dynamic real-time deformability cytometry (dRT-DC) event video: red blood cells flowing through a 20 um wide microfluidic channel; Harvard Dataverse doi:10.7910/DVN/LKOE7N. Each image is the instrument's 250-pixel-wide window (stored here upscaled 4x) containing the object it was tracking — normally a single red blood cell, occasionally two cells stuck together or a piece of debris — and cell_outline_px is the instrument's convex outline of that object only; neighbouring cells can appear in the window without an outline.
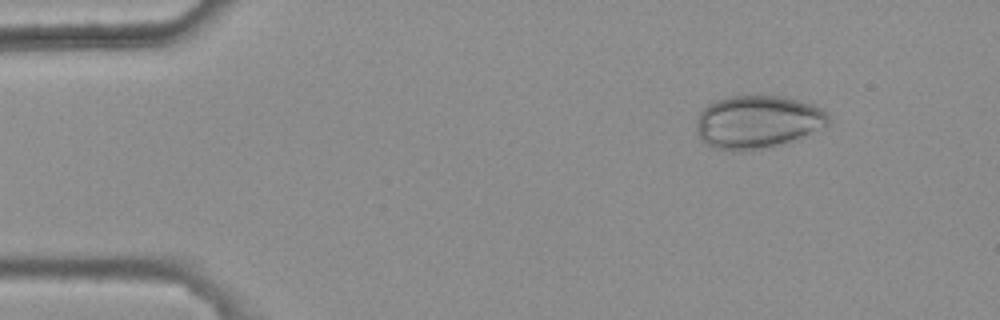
{"species": "common noctule bat (a hibernating species)", "species_latin": "Nyctalus noctula", "temperature_condition": "warm", "stored_images_in_passage": 5, "camera_frame_rate_fps": 3000, "um_per_image_px": 0.085, "animal": {"sex": "female", "body_mass_g": 25.1}, "frame": {"image": 1, "passage_image": 1, "time_ms": 0.0, "image_size_px": [1000, 320], "cell_outline_px": [[828, 124], [808, 136], [772, 148], [752, 152], [736, 152], [712, 148], [700, 140], [696, 128], [696, 120], [700, 112], [708, 104], [716, 100], [728, 96], [784, 96], [816, 104], [828, 112]], "centroid_in_image_um": [64.41, 10.4], "position_along_channel_um": 20.6, "area_um2": 42.02}}
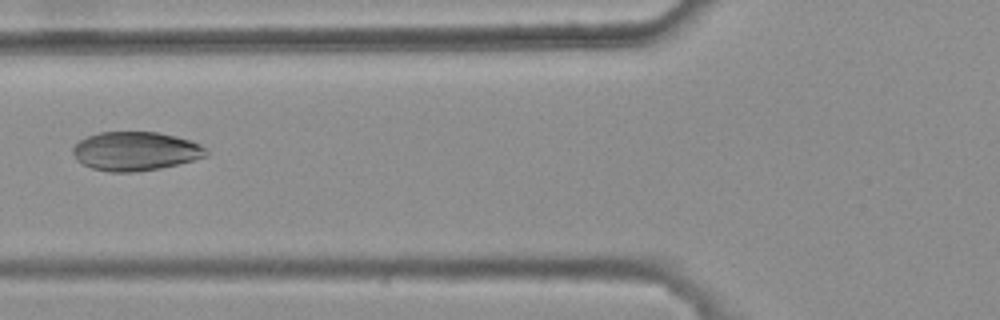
{"frame": {"image": 2, "passage_image": 5, "time_ms": 1.333, "image_size_px": [1000, 320], "cell_outline_px": [[208, 156], [160, 168], [136, 172], [108, 172], [92, 168], [76, 160], [72, 152], [72, 148], [80, 140], [88, 136], [100, 132], [160, 132], [176, 136], [200, 144], [208, 152]], "centroid_in_image_um": [11.5, 12.85], "position_along_channel_um": 114.3, "area_um2": 30.11}}